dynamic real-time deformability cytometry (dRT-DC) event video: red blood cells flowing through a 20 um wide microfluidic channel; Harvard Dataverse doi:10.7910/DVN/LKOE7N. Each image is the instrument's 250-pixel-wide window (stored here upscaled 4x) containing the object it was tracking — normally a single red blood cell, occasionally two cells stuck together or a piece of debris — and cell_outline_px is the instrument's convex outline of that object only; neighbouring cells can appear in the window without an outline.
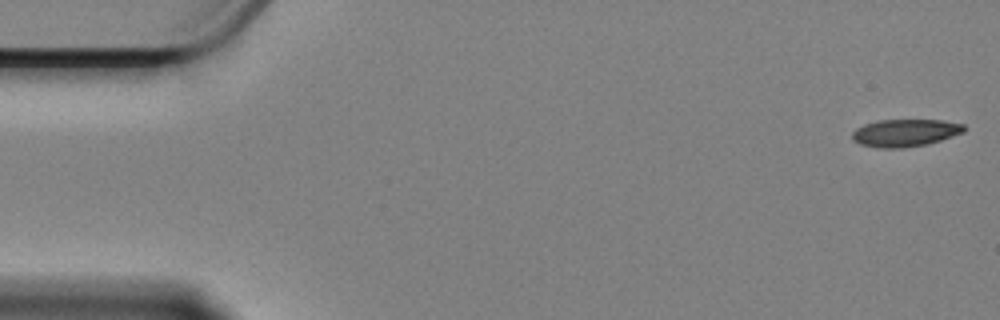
{"species": "Egyptian fruit bat (a non-hibernating species)", "species_latin": "Rousettus aegyptiacus", "temperature_condition": "cold", "stored_images_in_passage": 8, "camera_frame_rate_fps": 3000, "um_per_image_px": 0.085, "animal": {"sex": "female"}, "frame": {"image": 1, "passage_image": 1, "time_ms": 0.0, "image_size_px": [1000, 320], "cell_outline_px": [[964, 132], [928, 144], [900, 148], [880, 148], [860, 144], [852, 140], [852, 132], [856, 128], [864, 124], [880, 120], [940, 120], [964, 124]], "centroid_in_image_um": [76.9, 11.29], "position_along_channel_um": 8.1, "area_um2": 17.8}}